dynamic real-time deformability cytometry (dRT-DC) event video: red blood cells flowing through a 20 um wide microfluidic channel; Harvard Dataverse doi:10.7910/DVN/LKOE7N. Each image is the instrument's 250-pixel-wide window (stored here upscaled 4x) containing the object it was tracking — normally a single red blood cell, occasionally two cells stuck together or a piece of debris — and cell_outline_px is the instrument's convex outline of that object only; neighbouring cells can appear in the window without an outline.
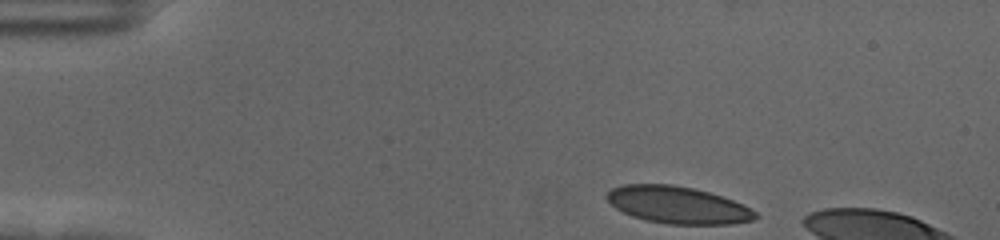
{"species": "human", "species_latin": "Homo sapiens", "temperature_condition": "cold", "stored_images_in_passage": 10, "camera_frame_rate_fps": 3000, "um_per_image_px": 0.085, "donor": {"sex": "female"}, "frame": {"image": 1, "passage_image": 1, "time_ms": 0.0, "image_size_px": [1000, 240], "cell_outline_px": [[760, 216], [752, 220], [732, 224], [668, 224], [644, 220], [632, 216], [616, 208], [604, 196], [612, 188], [624, 184], [672, 184], [692, 188], [708, 192], [732, 200], [756, 212]], "centroid_in_image_um": [57.58, 17.42], "position_along_channel_um": 27.4, "area_um2": 31.91}}